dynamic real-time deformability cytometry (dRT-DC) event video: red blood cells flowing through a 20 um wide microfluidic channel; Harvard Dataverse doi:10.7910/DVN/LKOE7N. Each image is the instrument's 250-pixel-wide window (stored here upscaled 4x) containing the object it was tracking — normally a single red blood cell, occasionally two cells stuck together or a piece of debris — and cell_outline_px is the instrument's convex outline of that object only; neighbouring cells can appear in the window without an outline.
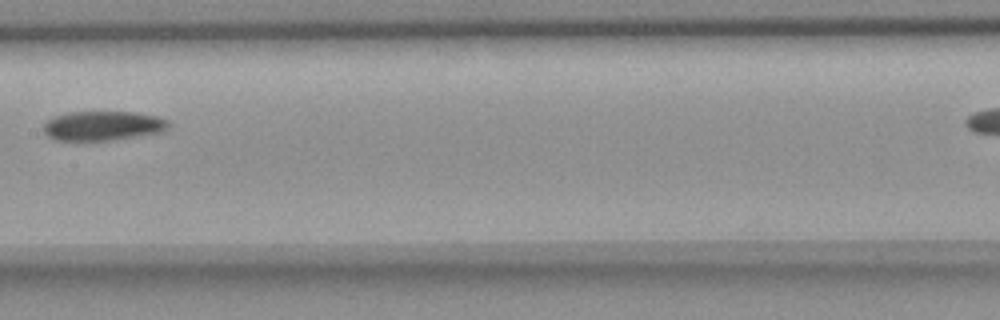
{"species": "common noctule bat (a hibernating species)", "species_latin": "Nyctalus noctula", "temperature_condition": "room temperature", "stored_images_in_passage": 9, "segment_of_instrument_passage": [1, 2], "camera_frame_rate_fps": 3000, "um_per_image_px": 0.085, "animal": {"sex": "female", "body_mass_g": 18.4}, "frame": {"image": 1, "passage_image": 6, "time_ms": 6.0, "image_size_px": [1000, 320], "cell_outline_px": [[168, 128], [160, 132], [112, 140], [52, 140], [44, 132], [44, 124], [52, 116], [68, 112], [136, 112], [156, 116], [168, 120]], "centroid_in_image_um": [8.71, 10.68], "position_along_channel_um": 198.7, "area_um2": 21.39}}
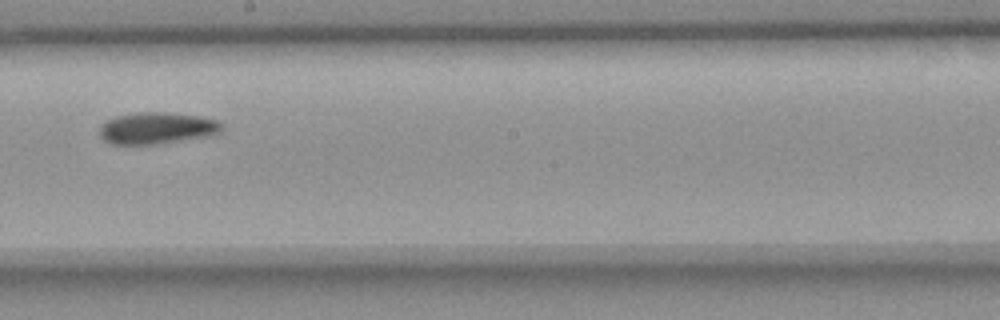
{"frame": {"image": 2, "passage_image": 7, "time_ms": 7.0, "image_size_px": [1000, 320], "cell_outline_px": [[224, 128], [208, 136], [160, 144], [108, 144], [100, 136], [100, 124], [116, 116], [140, 112], [168, 112], [196, 116], [216, 120]], "centroid_in_image_um": [13.28, 10.9], "position_along_channel_um": 234.9, "area_um2": 22.43}}
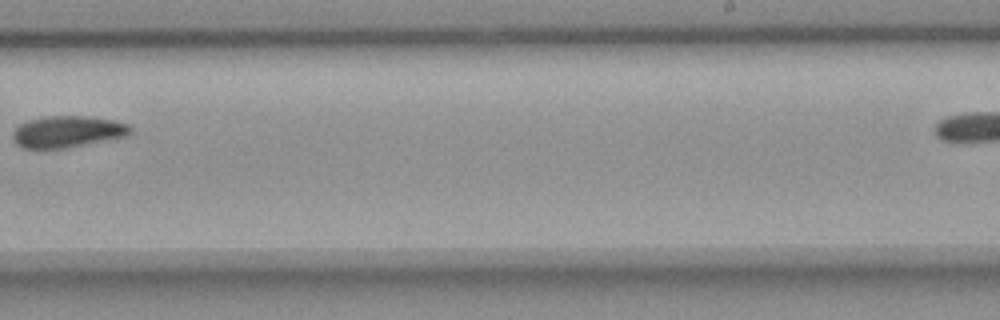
{"frame": {"image": 3, "passage_image": 8, "time_ms": 8.333, "image_size_px": [1000, 320], "cell_outline_px": [[132, 132], [128, 136], [68, 148], [20, 148], [12, 140], [12, 132], [20, 124], [28, 120], [44, 116], [84, 116], [112, 120], [128, 124], [132, 128]], "centroid_in_image_um": [5.72, 11.2], "position_along_channel_um": 283.3, "area_um2": 21.85}}